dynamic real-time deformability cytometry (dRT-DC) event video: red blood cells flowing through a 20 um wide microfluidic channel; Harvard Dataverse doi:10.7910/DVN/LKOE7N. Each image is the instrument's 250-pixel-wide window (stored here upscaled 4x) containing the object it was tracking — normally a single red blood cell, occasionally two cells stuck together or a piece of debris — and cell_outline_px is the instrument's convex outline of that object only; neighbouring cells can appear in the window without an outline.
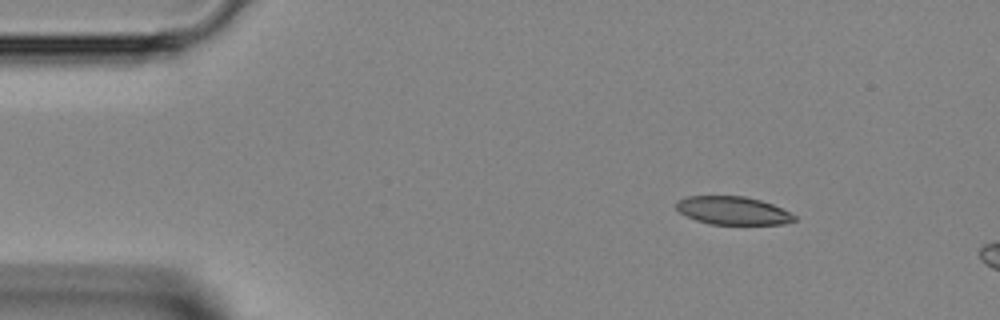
{"species": "Egyptian fruit bat (a non-hibernating species)", "species_latin": "Rousettus aegyptiacus", "temperature_condition": "room temperature", "stored_images_in_passage": 8, "camera_frame_rate_fps": 3000, "um_per_image_px": 0.085, "animal": {"sex": "female"}, "frame": {"image": 1, "passage_image": 1, "time_ms": 0.0, "image_size_px": [1000, 320], "cell_outline_px": [[796, 220], [784, 224], [708, 224], [696, 220], [680, 212], [676, 208], [676, 200], [688, 196], [744, 196], [760, 200], [772, 204], [796, 216]], "centroid_in_image_um": [62.27, 17.9], "position_along_channel_um": 22.7, "area_um2": 19.25}}